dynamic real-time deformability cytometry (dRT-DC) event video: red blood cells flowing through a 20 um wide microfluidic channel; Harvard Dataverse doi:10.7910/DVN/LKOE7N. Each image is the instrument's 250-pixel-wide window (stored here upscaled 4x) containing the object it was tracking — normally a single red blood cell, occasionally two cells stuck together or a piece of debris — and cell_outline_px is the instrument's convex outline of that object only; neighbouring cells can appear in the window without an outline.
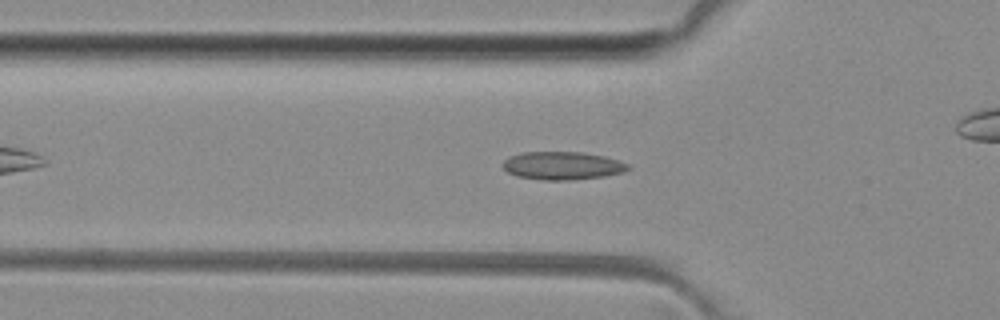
{"species": "common noctule bat (a hibernating species)", "species_latin": "Nyctalus noctula", "temperature_condition": "room temperature", "stored_images_in_passage": 44, "camera_frame_rate_fps": 3000, "um_per_image_px": 0.085, "animal": {"sex": "female", "body_mass_g": 29.2, "forearm_length_mm": 56.3}, "frame": {"image": 1, "passage_image": 9, "time_ms": 2.667, "image_size_px": [1000, 320], "cell_outline_px": [[632, 168], [624, 172], [604, 176], [568, 180], [544, 180], [516, 176], [508, 172], [504, 168], [504, 160], [508, 156], [524, 152], [580, 152], [604, 156], [628, 164]], "centroid_in_image_um": [47.8, 14.08], "position_along_channel_um": 78.0, "area_um2": 20.35}}
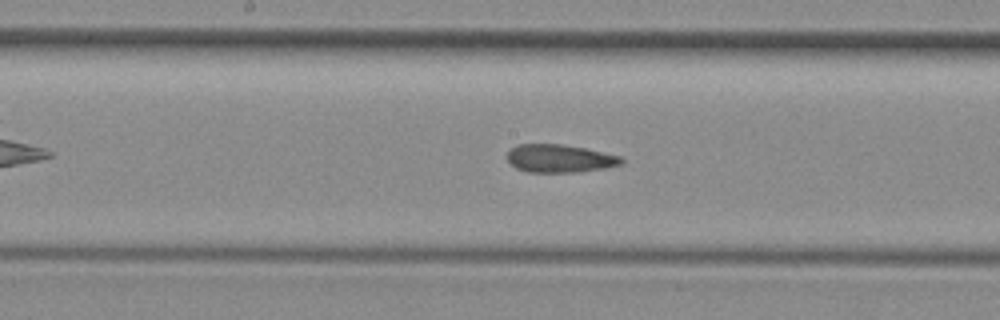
{"frame": {"image": 2, "passage_image": 18, "time_ms": 5.667, "image_size_px": [1000, 320], "cell_outline_px": [[624, 160], [620, 164], [604, 168], [580, 172], [528, 172], [516, 168], [508, 160], [508, 152], [512, 148], [520, 144], [560, 144], [584, 148], [624, 156]], "centroid_in_image_um": [47.61, 13.47], "position_along_channel_um": 200.6, "area_um2": 18.55}}
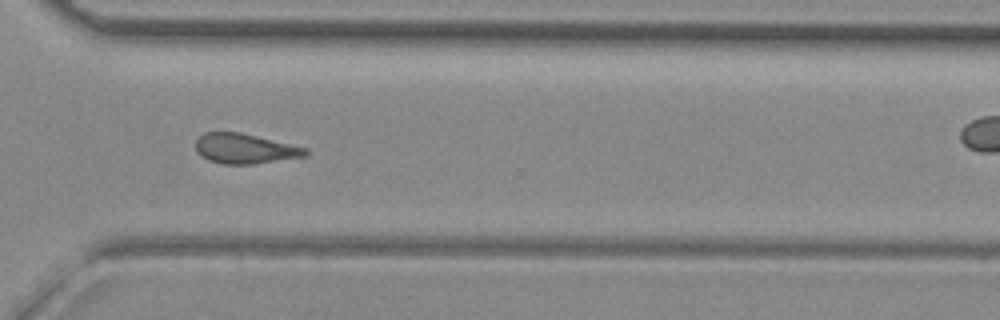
{"frame": {"image": 3, "passage_image": 29, "time_ms": 9.333, "image_size_px": [1000, 320], "cell_outline_px": [[308, 152], [304, 156], [252, 164], [224, 164], [208, 160], [200, 156], [196, 152], [196, 140], [204, 132], [240, 132], [308, 148]], "centroid_in_image_um": [20.77, 12.63], "position_along_channel_um": 349.8, "area_um2": 19.07}, "authors_computed_cell_mechanics": {"area_um2": 19.652, "velocity_mm_per_s": 4.0711, "shape_relaxation_time_tau1_ms": null, "shape_relaxation_time_tau2_ms": 3.054, "deformation_change_tau1": null, "deformation_change_tau2": 0.1027}}